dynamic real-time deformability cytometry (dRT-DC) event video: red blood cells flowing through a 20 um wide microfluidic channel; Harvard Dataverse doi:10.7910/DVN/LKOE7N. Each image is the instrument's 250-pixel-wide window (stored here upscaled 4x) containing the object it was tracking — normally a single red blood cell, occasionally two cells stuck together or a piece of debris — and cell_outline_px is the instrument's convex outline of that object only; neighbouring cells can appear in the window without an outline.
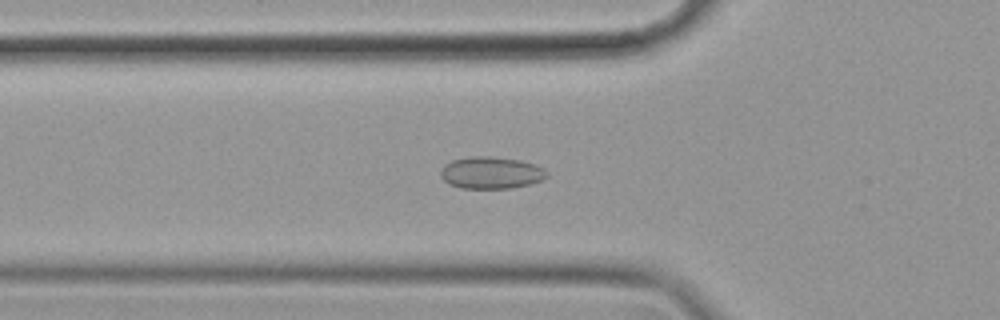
{"species": "common noctule bat (a hibernating species)", "species_latin": "Nyctalus noctula", "temperature_condition": "cold", "stored_images_in_passage": 58, "camera_frame_rate_fps": 3000, "um_per_image_px": 0.085, "animal": {"sex": "female", "body_mass_g": 19.9}, "frame": {"image": 1, "passage_image": 19, "time_ms": 6.0, "image_size_px": [1000, 320], "cell_outline_px": [[548, 176], [532, 184], [512, 188], [460, 188], [448, 184], [440, 176], [440, 168], [444, 164], [452, 160], [468, 156], [492, 156], [520, 160], [536, 164], [544, 168], [548, 172]], "centroid_in_image_um": [41.73, 14.67], "position_along_channel_um": 84.1, "area_um2": 20.17}}
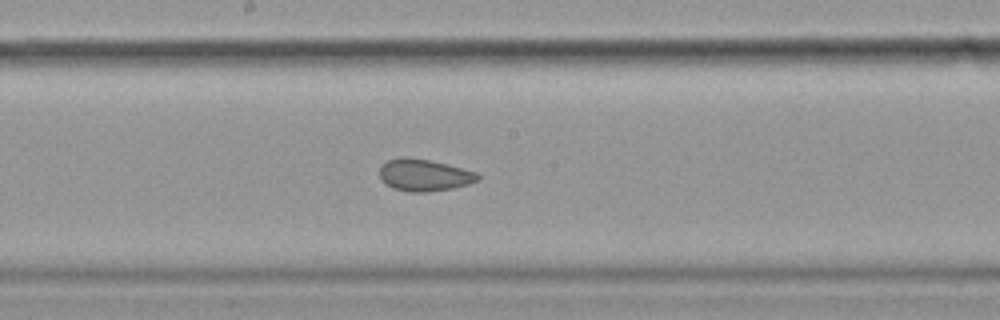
{"frame": {"image": 2, "passage_image": 30, "time_ms": 9.667, "image_size_px": [1000, 320], "cell_outline_px": [[480, 180], [468, 184], [452, 188], [428, 192], [408, 192], [392, 188], [380, 180], [380, 168], [388, 160], [400, 156], [404, 156], [428, 160], [476, 172], [480, 176]], "centroid_in_image_um": [36.03, 14.89], "position_along_channel_um": 212.2, "area_um2": 18.21}}
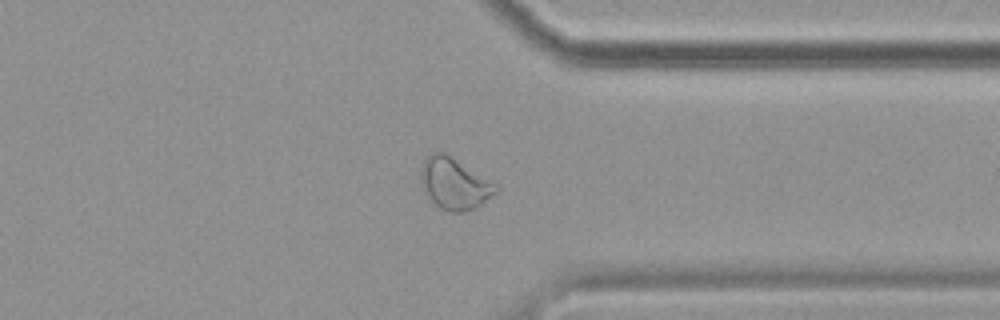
{"frame": {"image": 3, "passage_image": 44, "time_ms": 14.333, "image_size_px": [1000, 320], "cell_outline_px": [[500, 188], [496, 192], [476, 208], [464, 212], [448, 212], [440, 208], [432, 200], [420, 184], [420, 168], [424, 160], [432, 152], [444, 152], [500, 184]], "centroid_in_image_um": [38.66, 15.6], "position_along_channel_um": 372.7, "area_um2": 22.77}, "authors_computed_cell_mechanics": {"area_um2": 20.8947, "velocity_mm_per_s": 3.4915, "shape_relaxation_time_tau1_ms": null, "shape_relaxation_time_tau2_ms": 2.3683, "deformation_change_tau1": null, "deformation_change_tau2": 0.0743}}